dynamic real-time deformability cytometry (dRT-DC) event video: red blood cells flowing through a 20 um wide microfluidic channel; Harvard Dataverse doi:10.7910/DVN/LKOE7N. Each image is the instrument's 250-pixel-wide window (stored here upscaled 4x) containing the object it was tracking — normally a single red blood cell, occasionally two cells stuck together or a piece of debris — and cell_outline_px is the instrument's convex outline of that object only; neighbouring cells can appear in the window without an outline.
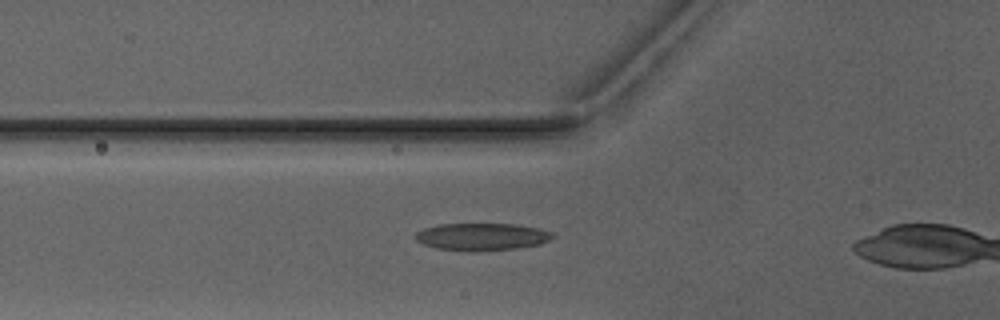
{"species": "Egyptian fruit bat (a non-hibernating species)", "species_latin": "Rousettus aegyptiacus", "temperature_condition": "warm", "stored_images_in_passage": 5, "camera_frame_rate_fps": 3000, "um_per_image_px": 0.085, "animal": {"sex": "male"}, "frame": {"image": 1, "passage_image": 4, "time_ms": 4.667, "image_size_px": [1000, 320], "cell_outline_px": [[556, 236], [540, 244], [516, 248], [480, 252], [468, 252], [436, 248], [424, 244], [416, 240], [412, 236], [416, 232], [424, 228], [440, 224], [516, 224], [540, 228], [552, 232]], "centroid_in_image_um": [40.95, 20.13], "position_along_channel_um": 84.9, "area_um2": 22.2}}